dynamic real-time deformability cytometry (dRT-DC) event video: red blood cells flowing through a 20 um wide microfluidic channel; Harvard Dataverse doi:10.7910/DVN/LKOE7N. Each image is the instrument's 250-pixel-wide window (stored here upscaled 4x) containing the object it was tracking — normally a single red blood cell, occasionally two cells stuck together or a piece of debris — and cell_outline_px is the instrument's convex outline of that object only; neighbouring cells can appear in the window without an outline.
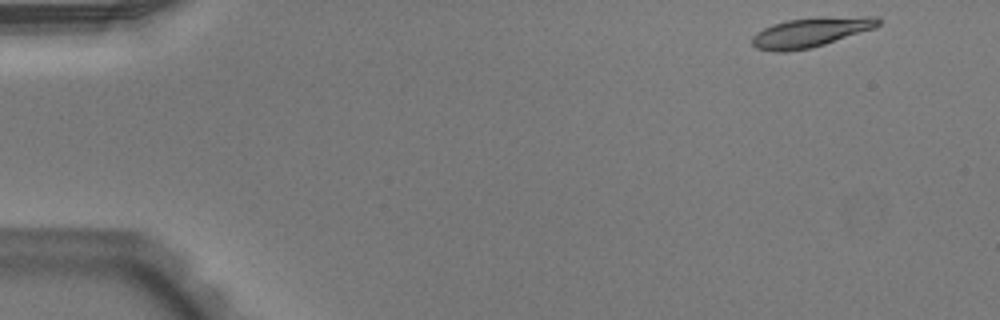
{"species": "Egyptian fruit bat (a non-hibernating species)", "species_latin": "Rousettus aegyptiacus", "temperature_condition": "warm", "stored_images_in_passage": 48, "camera_frame_rate_fps": 3000, "um_per_image_px": 0.085, "animal": {"sex": "male"}, "frame": {"image": 1, "passage_image": 1, "time_ms": 0.0, "image_size_px": [1000, 320], "cell_outline_px": [[880, 24], [876, 28], [812, 48], [784, 52], [776, 52], [756, 48], [752, 44], [752, 36], [756, 32], [772, 24], [788, 20], [816, 16], [876, 16], [880, 20]], "centroid_in_image_um": [68.94, 2.73], "position_along_channel_um": 16.1, "area_um2": 22.14}}
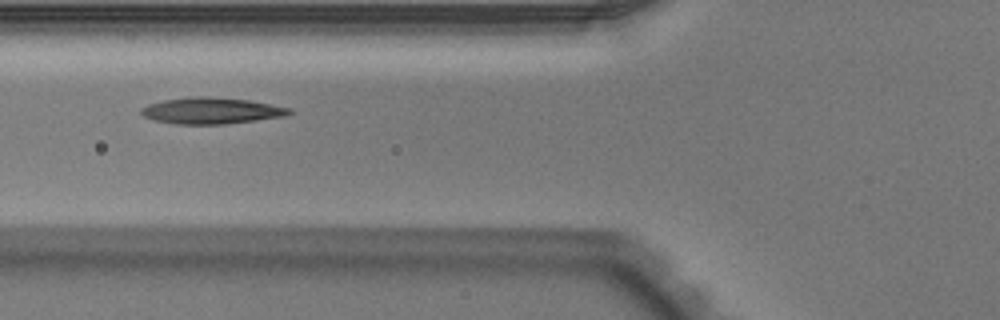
{"frame": {"image": 2, "passage_image": 17, "time_ms": 5.333, "image_size_px": [1000, 320], "cell_outline_px": [[292, 112], [288, 116], [224, 124], [176, 124], [152, 120], [144, 116], [140, 112], [140, 108], [148, 104], [164, 100], [196, 96], [208, 96], [248, 100], [292, 108]], "centroid_in_image_um": [17.97, 9.41], "position_along_channel_um": 107.8, "area_um2": 22.77}}
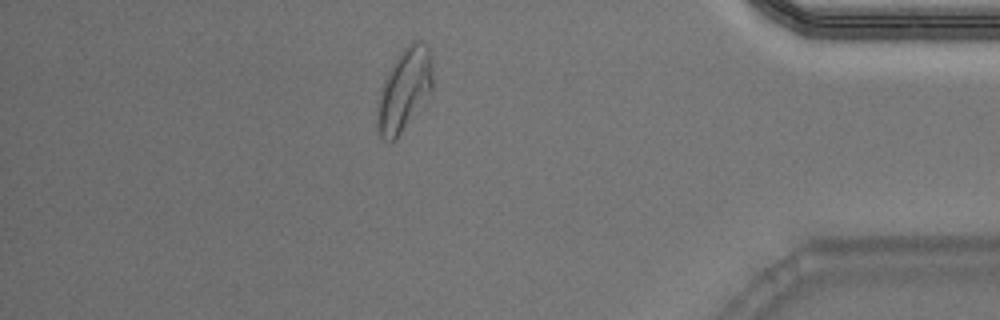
{"frame": {"image": 3, "passage_image": 42, "time_ms": 13.667, "image_size_px": [1000, 320], "cell_outline_px": [[432, 92], [396, 140], [384, 140], [380, 136], [376, 128], [376, 108], [380, 88], [396, 56], [412, 40], [420, 40], [428, 44], [432, 56]], "centroid_in_image_um": [34.36, 7.62], "position_along_channel_um": 400.8, "area_um2": 27.22}, "authors_computed_cell_mechanics": {"area_um2": 22.0796, "velocity_mm_per_s": 3.9221, "shape_relaxation_time_tau1_ms": 3.6495, "shape_relaxation_time_tau2_ms": 1.968, "deformation_change_tau1": 0.1706, "deformation_change_tau2": 0.0908}}